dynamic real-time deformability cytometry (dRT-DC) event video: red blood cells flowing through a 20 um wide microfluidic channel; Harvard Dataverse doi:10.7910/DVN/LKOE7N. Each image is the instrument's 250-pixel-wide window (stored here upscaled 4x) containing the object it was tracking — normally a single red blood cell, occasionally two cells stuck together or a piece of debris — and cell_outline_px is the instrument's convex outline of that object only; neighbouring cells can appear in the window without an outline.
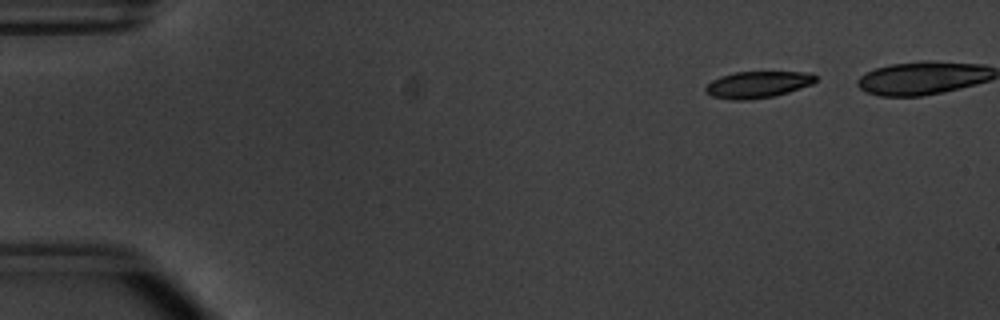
{"species": "common noctule bat (a hibernating species)", "species_latin": "Nyctalus noctula", "temperature_condition": "warm", "stored_images_in_passage": 39, "camera_frame_rate_fps": 3000, "um_per_image_px": 0.085, "animal": {"sex": "male", "body_mass_g": 20.1, "forearm_length_mm": 53.5}, "frame": {"image": 1, "passage_image": 1, "time_ms": 0.0, "image_size_px": [1000, 320], "cell_outline_px": [[816, 80], [812, 84], [788, 92], [772, 96], [748, 100], [732, 100], [712, 96], [704, 92], [704, 88], [712, 80], [720, 76], [736, 72], [812, 72], [816, 76]], "centroid_in_image_um": [64.38, 7.18], "position_along_channel_um": 20.6, "area_um2": 17.05}}
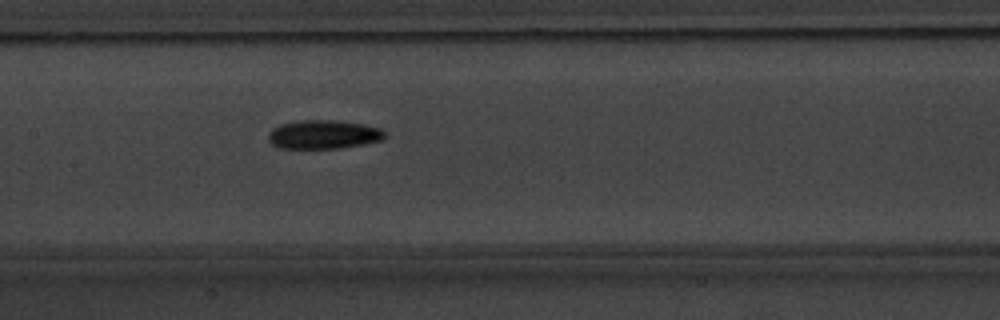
{"frame": {"image": 2, "passage_image": 21, "time_ms": 6.667, "image_size_px": [1000, 320], "cell_outline_px": [[384, 140], [364, 144], [340, 148], [276, 148], [268, 140], [268, 132], [272, 128], [280, 124], [300, 120], [332, 120], [364, 124], [380, 128], [384, 132]], "centroid_in_image_um": [27.47, 11.43], "position_along_channel_um": 179.9, "area_um2": 19.65}}
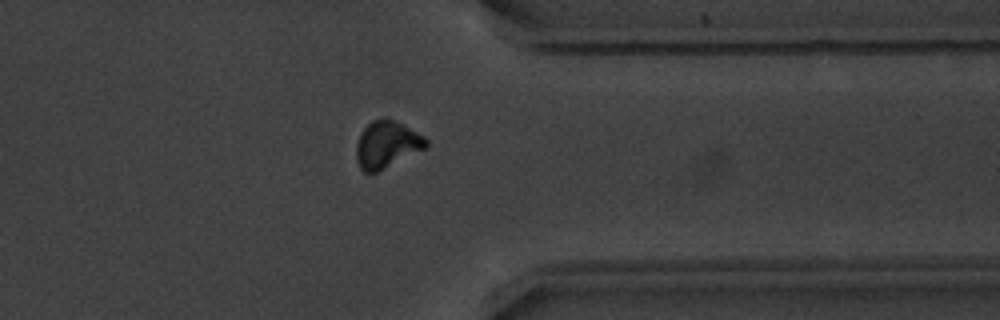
{"frame": {"image": 3, "passage_image": 37, "time_ms": 12.0, "image_size_px": [1000, 320], "cell_outline_px": [[428, 148], [376, 172], [364, 172], [360, 168], [356, 160], [356, 144], [360, 132], [372, 120], [384, 116], [424, 136], [428, 140]], "centroid_in_image_um": [32.87, 12.28], "position_along_channel_um": 378.5, "area_um2": 19.13}}